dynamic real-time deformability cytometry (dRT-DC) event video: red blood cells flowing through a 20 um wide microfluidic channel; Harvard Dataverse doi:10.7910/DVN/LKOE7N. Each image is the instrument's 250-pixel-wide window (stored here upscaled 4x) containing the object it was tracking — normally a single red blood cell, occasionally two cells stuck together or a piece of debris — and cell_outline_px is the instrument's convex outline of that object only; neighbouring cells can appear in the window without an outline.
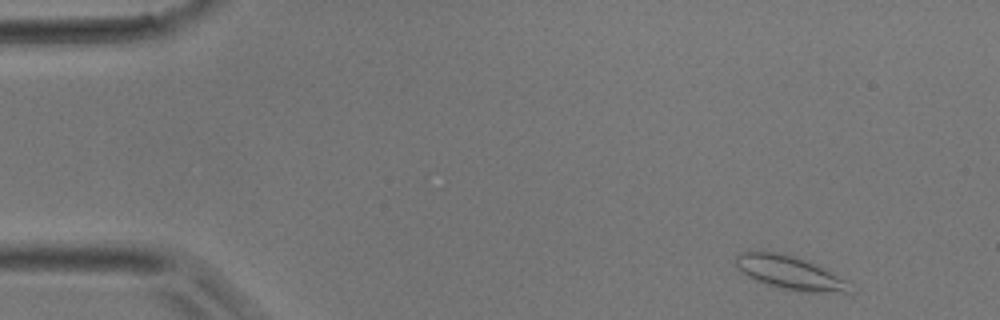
{"species": "common noctule bat (a hibernating species)", "species_latin": "Nyctalus noctula", "temperature_condition": "room temperature", "stored_images_in_passage": 39, "camera_frame_rate_fps": 3000, "um_per_image_px": 0.085, "animal": {"sex": "male", "body_mass_g": 17.9}, "frame": {"image": 1, "passage_image": 2, "time_ms": 0.333, "image_size_px": [1000, 320], "cell_outline_px": [[852, 292], [800, 292], [768, 284], [756, 280], [748, 276], [736, 264], [736, 256], [740, 252], [776, 252], [792, 256], [804, 260], [844, 280]], "centroid_in_image_um": [67.07, 23.18], "position_along_channel_um": 17.9, "area_um2": 21.04}}
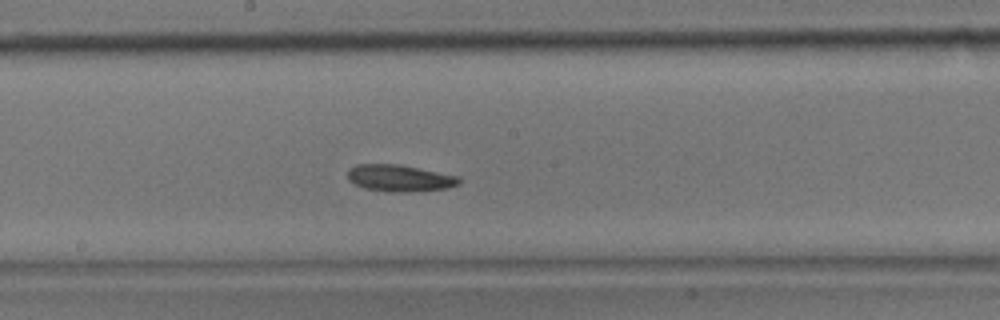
{"frame": {"image": 2, "passage_image": 20, "time_ms": 6.333, "image_size_px": [1000, 320], "cell_outline_px": [[460, 184], [448, 188], [408, 192], [388, 192], [364, 188], [348, 180], [348, 168], [356, 164], [396, 164], [456, 176], [460, 180]], "centroid_in_image_um": [33.91, 15.15], "position_along_channel_um": 214.3, "area_um2": 17.17}}
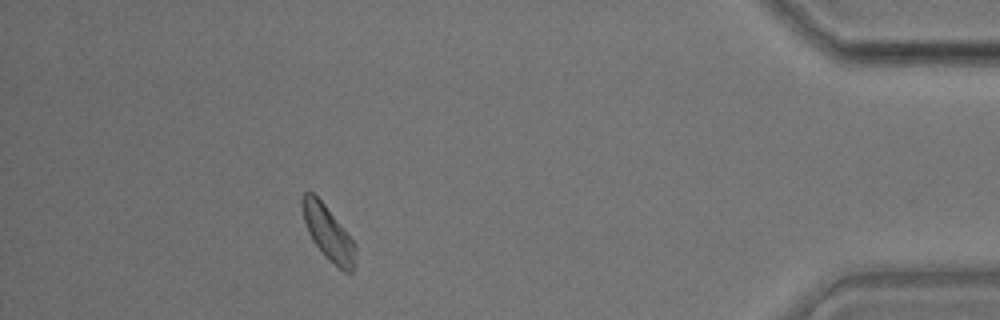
{"frame": {"image": 3, "passage_image": 35, "time_ms": 11.333, "image_size_px": [1000, 320], "cell_outline_px": [[356, 252], [352, 272], [344, 272], [328, 260], [324, 256], [312, 240], [308, 232], [304, 220], [300, 204], [300, 200], [304, 192], [312, 192], [324, 204], [356, 244]], "centroid_in_image_um": [27.87, 19.81], "position_along_channel_um": 407.3, "area_um2": 16.76}}